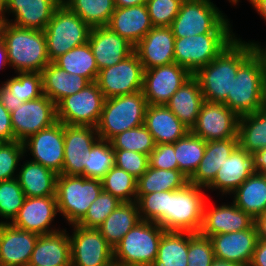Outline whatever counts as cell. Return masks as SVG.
Returning a JSON list of instances; mask_svg holds the SVG:
<instances>
[{
	"label": "cell",
	"mask_w": 266,
	"mask_h": 266,
	"mask_svg": "<svg viewBox=\"0 0 266 266\" xmlns=\"http://www.w3.org/2000/svg\"><path fill=\"white\" fill-rule=\"evenodd\" d=\"M0 90L8 97L22 99L23 102L43 95L41 72H17L16 76L1 82Z\"/></svg>",
	"instance_id": "cell-42"
},
{
	"label": "cell",
	"mask_w": 266,
	"mask_h": 266,
	"mask_svg": "<svg viewBox=\"0 0 266 266\" xmlns=\"http://www.w3.org/2000/svg\"><path fill=\"white\" fill-rule=\"evenodd\" d=\"M147 0H115V6L122 8V7H131L141 4H146Z\"/></svg>",
	"instance_id": "cell-61"
},
{
	"label": "cell",
	"mask_w": 266,
	"mask_h": 266,
	"mask_svg": "<svg viewBox=\"0 0 266 266\" xmlns=\"http://www.w3.org/2000/svg\"><path fill=\"white\" fill-rule=\"evenodd\" d=\"M90 30L91 27L77 14L67 6L59 5L44 29L50 62L87 43Z\"/></svg>",
	"instance_id": "cell-9"
},
{
	"label": "cell",
	"mask_w": 266,
	"mask_h": 266,
	"mask_svg": "<svg viewBox=\"0 0 266 266\" xmlns=\"http://www.w3.org/2000/svg\"><path fill=\"white\" fill-rule=\"evenodd\" d=\"M149 167L178 170V162L175 157V149L172 143L156 144L149 155Z\"/></svg>",
	"instance_id": "cell-53"
},
{
	"label": "cell",
	"mask_w": 266,
	"mask_h": 266,
	"mask_svg": "<svg viewBox=\"0 0 266 266\" xmlns=\"http://www.w3.org/2000/svg\"><path fill=\"white\" fill-rule=\"evenodd\" d=\"M99 139L96 127L64 124V175L84 176L86 156Z\"/></svg>",
	"instance_id": "cell-19"
},
{
	"label": "cell",
	"mask_w": 266,
	"mask_h": 266,
	"mask_svg": "<svg viewBox=\"0 0 266 266\" xmlns=\"http://www.w3.org/2000/svg\"><path fill=\"white\" fill-rule=\"evenodd\" d=\"M205 191L204 187L192 183L181 189L168 191L167 231L200 232L207 200Z\"/></svg>",
	"instance_id": "cell-8"
},
{
	"label": "cell",
	"mask_w": 266,
	"mask_h": 266,
	"mask_svg": "<svg viewBox=\"0 0 266 266\" xmlns=\"http://www.w3.org/2000/svg\"><path fill=\"white\" fill-rule=\"evenodd\" d=\"M254 43L256 52L262 57L263 62H264V66H265V73H266V44H264L263 46L261 45V42H255L254 40L252 41ZM266 77V75H265Z\"/></svg>",
	"instance_id": "cell-62"
},
{
	"label": "cell",
	"mask_w": 266,
	"mask_h": 266,
	"mask_svg": "<svg viewBox=\"0 0 266 266\" xmlns=\"http://www.w3.org/2000/svg\"><path fill=\"white\" fill-rule=\"evenodd\" d=\"M105 192L118 198L121 202L136 201L137 179L115 165L101 179Z\"/></svg>",
	"instance_id": "cell-44"
},
{
	"label": "cell",
	"mask_w": 266,
	"mask_h": 266,
	"mask_svg": "<svg viewBox=\"0 0 266 266\" xmlns=\"http://www.w3.org/2000/svg\"><path fill=\"white\" fill-rule=\"evenodd\" d=\"M264 108H266V77L264 79Z\"/></svg>",
	"instance_id": "cell-65"
},
{
	"label": "cell",
	"mask_w": 266,
	"mask_h": 266,
	"mask_svg": "<svg viewBox=\"0 0 266 266\" xmlns=\"http://www.w3.org/2000/svg\"><path fill=\"white\" fill-rule=\"evenodd\" d=\"M26 198L16 178L0 181V223H11ZM5 219L2 221V219Z\"/></svg>",
	"instance_id": "cell-47"
},
{
	"label": "cell",
	"mask_w": 266,
	"mask_h": 266,
	"mask_svg": "<svg viewBox=\"0 0 266 266\" xmlns=\"http://www.w3.org/2000/svg\"><path fill=\"white\" fill-rule=\"evenodd\" d=\"M212 0H183L171 29L175 38L208 33H233L232 24Z\"/></svg>",
	"instance_id": "cell-4"
},
{
	"label": "cell",
	"mask_w": 266,
	"mask_h": 266,
	"mask_svg": "<svg viewBox=\"0 0 266 266\" xmlns=\"http://www.w3.org/2000/svg\"><path fill=\"white\" fill-rule=\"evenodd\" d=\"M7 23L3 13H0V39L3 37L4 26Z\"/></svg>",
	"instance_id": "cell-64"
},
{
	"label": "cell",
	"mask_w": 266,
	"mask_h": 266,
	"mask_svg": "<svg viewBox=\"0 0 266 266\" xmlns=\"http://www.w3.org/2000/svg\"><path fill=\"white\" fill-rule=\"evenodd\" d=\"M175 39L171 27H153L134 47L144 70L174 63Z\"/></svg>",
	"instance_id": "cell-21"
},
{
	"label": "cell",
	"mask_w": 266,
	"mask_h": 266,
	"mask_svg": "<svg viewBox=\"0 0 266 266\" xmlns=\"http://www.w3.org/2000/svg\"><path fill=\"white\" fill-rule=\"evenodd\" d=\"M254 224L257 229L258 239L266 241V210L254 219Z\"/></svg>",
	"instance_id": "cell-58"
},
{
	"label": "cell",
	"mask_w": 266,
	"mask_h": 266,
	"mask_svg": "<svg viewBox=\"0 0 266 266\" xmlns=\"http://www.w3.org/2000/svg\"><path fill=\"white\" fill-rule=\"evenodd\" d=\"M165 230L155 222L141 220L113 248L114 264L153 266Z\"/></svg>",
	"instance_id": "cell-6"
},
{
	"label": "cell",
	"mask_w": 266,
	"mask_h": 266,
	"mask_svg": "<svg viewBox=\"0 0 266 266\" xmlns=\"http://www.w3.org/2000/svg\"><path fill=\"white\" fill-rule=\"evenodd\" d=\"M215 258L249 266L258 240L255 224L242 231L217 234L210 237Z\"/></svg>",
	"instance_id": "cell-25"
},
{
	"label": "cell",
	"mask_w": 266,
	"mask_h": 266,
	"mask_svg": "<svg viewBox=\"0 0 266 266\" xmlns=\"http://www.w3.org/2000/svg\"><path fill=\"white\" fill-rule=\"evenodd\" d=\"M228 1H229V3L232 4V6H233V4H234V6L238 5V3L240 2V0H228ZM247 1L249 2V0H247Z\"/></svg>",
	"instance_id": "cell-67"
},
{
	"label": "cell",
	"mask_w": 266,
	"mask_h": 266,
	"mask_svg": "<svg viewBox=\"0 0 266 266\" xmlns=\"http://www.w3.org/2000/svg\"><path fill=\"white\" fill-rule=\"evenodd\" d=\"M105 97L96 81L79 92L66 96L57 105V121L68 125L96 127L103 110Z\"/></svg>",
	"instance_id": "cell-11"
},
{
	"label": "cell",
	"mask_w": 266,
	"mask_h": 266,
	"mask_svg": "<svg viewBox=\"0 0 266 266\" xmlns=\"http://www.w3.org/2000/svg\"><path fill=\"white\" fill-rule=\"evenodd\" d=\"M56 122V104L44 94L37 99L24 102L11 113L14 137L20 142Z\"/></svg>",
	"instance_id": "cell-15"
},
{
	"label": "cell",
	"mask_w": 266,
	"mask_h": 266,
	"mask_svg": "<svg viewBox=\"0 0 266 266\" xmlns=\"http://www.w3.org/2000/svg\"><path fill=\"white\" fill-rule=\"evenodd\" d=\"M250 155L254 172L266 175V147L252 152Z\"/></svg>",
	"instance_id": "cell-55"
},
{
	"label": "cell",
	"mask_w": 266,
	"mask_h": 266,
	"mask_svg": "<svg viewBox=\"0 0 266 266\" xmlns=\"http://www.w3.org/2000/svg\"><path fill=\"white\" fill-rule=\"evenodd\" d=\"M172 144L175 149L178 170L190 178L204 156L206 141L189 131L184 137Z\"/></svg>",
	"instance_id": "cell-40"
},
{
	"label": "cell",
	"mask_w": 266,
	"mask_h": 266,
	"mask_svg": "<svg viewBox=\"0 0 266 266\" xmlns=\"http://www.w3.org/2000/svg\"><path fill=\"white\" fill-rule=\"evenodd\" d=\"M54 63L69 74H77L89 82L97 79L99 69L89 43H85L57 58Z\"/></svg>",
	"instance_id": "cell-39"
},
{
	"label": "cell",
	"mask_w": 266,
	"mask_h": 266,
	"mask_svg": "<svg viewBox=\"0 0 266 266\" xmlns=\"http://www.w3.org/2000/svg\"><path fill=\"white\" fill-rule=\"evenodd\" d=\"M0 100L9 113H12L13 111L17 110V108L24 103L22 99H18L16 97H8L1 90Z\"/></svg>",
	"instance_id": "cell-57"
},
{
	"label": "cell",
	"mask_w": 266,
	"mask_h": 266,
	"mask_svg": "<svg viewBox=\"0 0 266 266\" xmlns=\"http://www.w3.org/2000/svg\"><path fill=\"white\" fill-rule=\"evenodd\" d=\"M39 235L0 223V266H28Z\"/></svg>",
	"instance_id": "cell-24"
},
{
	"label": "cell",
	"mask_w": 266,
	"mask_h": 266,
	"mask_svg": "<svg viewBox=\"0 0 266 266\" xmlns=\"http://www.w3.org/2000/svg\"><path fill=\"white\" fill-rule=\"evenodd\" d=\"M121 203L118 198L103 190L77 225L97 229Z\"/></svg>",
	"instance_id": "cell-48"
},
{
	"label": "cell",
	"mask_w": 266,
	"mask_h": 266,
	"mask_svg": "<svg viewBox=\"0 0 266 266\" xmlns=\"http://www.w3.org/2000/svg\"><path fill=\"white\" fill-rule=\"evenodd\" d=\"M59 5L56 0H4L3 14L8 23L44 31ZM10 14L14 19H8Z\"/></svg>",
	"instance_id": "cell-23"
},
{
	"label": "cell",
	"mask_w": 266,
	"mask_h": 266,
	"mask_svg": "<svg viewBox=\"0 0 266 266\" xmlns=\"http://www.w3.org/2000/svg\"><path fill=\"white\" fill-rule=\"evenodd\" d=\"M238 120L239 116L224 103L204 101L190 132L206 142L238 138Z\"/></svg>",
	"instance_id": "cell-17"
},
{
	"label": "cell",
	"mask_w": 266,
	"mask_h": 266,
	"mask_svg": "<svg viewBox=\"0 0 266 266\" xmlns=\"http://www.w3.org/2000/svg\"><path fill=\"white\" fill-rule=\"evenodd\" d=\"M143 75V65L134 52L123 61L99 70L96 82L105 99H108L141 91Z\"/></svg>",
	"instance_id": "cell-12"
},
{
	"label": "cell",
	"mask_w": 266,
	"mask_h": 266,
	"mask_svg": "<svg viewBox=\"0 0 266 266\" xmlns=\"http://www.w3.org/2000/svg\"><path fill=\"white\" fill-rule=\"evenodd\" d=\"M189 183V178L179 170L147 168L137 179L136 195L150 194L161 191H175Z\"/></svg>",
	"instance_id": "cell-37"
},
{
	"label": "cell",
	"mask_w": 266,
	"mask_h": 266,
	"mask_svg": "<svg viewBox=\"0 0 266 266\" xmlns=\"http://www.w3.org/2000/svg\"><path fill=\"white\" fill-rule=\"evenodd\" d=\"M24 157L23 142H0V181L17 177L20 161Z\"/></svg>",
	"instance_id": "cell-49"
},
{
	"label": "cell",
	"mask_w": 266,
	"mask_h": 266,
	"mask_svg": "<svg viewBox=\"0 0 266 266\" xmlns=\"http://www.w3.org/2000/svg\"><path fill=\"white\" fill-rule=\"evenodd\" d=\"M84 177L101 180L114 166V150L110 141L98 139L85 152Z\"/></svg>",
	"instance_id": "cell-43"
},
{
	"label": "cell",
	"mask_w": 266,
	"mask_h": 266,
	"mask_svg": "<svg viewBox=\"0 0 266 266\" xmlns=\"http://www.w3.org/2000/svg\"><path fill=\"white\" fill-rule=\"evenodd\" d=\"M141 220L155 222L167 231L168 191L136 195Z\"/></svg>",
	"instance_id": "cell-45"
},
{
	"label": "cell",
	"mask_w": 266,
	"mask_h": 266,
	"mask_svg": "<svg viewBox=\"0 0 266 266\" xmlns=\"http://www.w3.org/2000/svg\"><path fill=\"white\" fill-rule=\"evenodd\" d=\"M144 125L155 144L175 143L190 131L166 105H148Z\"/></svg>",
	"instance_id": "cell-29"
},
{
	"label": "cell",
	"mask_w": 266,
	"mask_h": 266,
	"mask_svg": "<svg viewBox=\"0 0 266 266\" xmlns=\"http://www.w3.org/2000/svg\"><path fill=\"white\" fill-rule=\"evenodd\" d=\"M183 0H147L146 7L154 27H170Z\"/></svg>",
	"instance_id": "cell-51"
},
{
	"label": "cell",
	"mask_w": 266,
	"mask_h": 266,
	"mask_svg": "<svg viewBox=\"0 0 266 266\" xmlns=\"http://www.w3.org/2000/svg\"><path fill=\"white\" fill-rule=\"evenodd\" d=\"M114 165L125 170L136 179L140 178L149 166V156L140 152L113 149Z\"/></svg>",
	"instance_id": "cell-52"
},
{
	"label": "cell",
	"mask_w": 266,
	"mask_h": 266,
	"mask_svg": "<svg viewBox=\"0 0 266 266\" xmlns=\"http://www.w3.org/2000/svg\"><path fill=\"white\" fill-rule=\"evenodd\" d=\"M65 6L91 28L107 26L116 9L115 0H68Z\"/></svg>",
	"instance_id": "cell-41"
},
{
	"label": "cell",
	"mask_w": 266,
	"mask_h": 266,
	"mask_svg": "<svg viewBox=\"0 0 266 266\" xmlns=\"http://www.w3.org/2000/svg\"><path fill=\"white\" fill-rule=\"evenodd\" d=\"M206 200L204 205L203 223L200 233L206 237L217 234L231 233L249 229L254 219L238 208L233 202L210 206Z\"/></svg>",
	"instance_id": "cell-20"
},
{
	"label": "cell",
	"mask_w": 266,
	"mask_h": 266,
	"mask_svg": "<svg viewBox=\"0 0 266 266\" xmlns=\"http://www.w3.org/2000/svg\"><path fill=\"white\" fill-rule=\"evenodd\" d=\"M192 76L175 62L144 70L142 92L148 105H165Z\"/></svg>",
	"instance_id": "cell-16"
},
{
	"label": "cell",
	"mask_w": 266,
	"mask_h": 266,
	"mask_svg": "<svg viewBox=\"0 0 266 266\" xmlns=\"http://www.w3.org/2000/svg\"><path fill=\"white\" fill-rule=\"evenodd\" d=\"M7 65L10 68L6 44H5V41L2 37L0 39V70H3V68L5 69L7 67Z\"/></svg>",
	"instance_id": "cell-59"
},
{
	"label": "cell",
	"mask_w": 266,
	"mask_h": 266,
	"mask_svg": "<svg viewBox=\"0 0 266 266\" xmlns=\"http://www.w3.org/2000/svg\"><path fill=\"white\" fill-rule=\"evenodd\" d=\"M204 101L199 82L192 76L171 96L165 105L191 130L196 123Z\"/></svg>",
	"instance_id": "cell-32"
},
{
	"label": "cell",
	"mask_w": 266,
	"mask_h": 266,
	"mask_svg": "<svg viewBox=\"0 0 266 266\" xmlns=\"http://www.w3.org/2000/svg\"><path fill=\"white\" fill-rule=\"evenodd\" d=\"M102 191L99 179L59 174L56 180L58 213L69 226L77 224Z\"/></svg>",
	"instance_id": "cell-7"
},
{
	"label": "cell",
	"mask_w": 266,
	"mask_h": 266,
	"mask_svg": "<svg viewBox=\"0 0 266 266\" xmlns=\"http://www.w3.org/2000/svg\"><path fill=\"white\" fill-rule=\"evenodd\" d=\"M71 266H112L113 248L98 229L70 225Z\"/></svg>",
	"instance_id": "cell-13"
},
{
	"label": "cell",
	"mask_w": 266,
	"mask_h": 266,
	"mask_svg": "<svg viewBox=\"0 0 266 266\" xmlns=\"http://www.w3.org/2000/svg\"><path fill=\"white\" fill-rule=\"evenodd\" d=\"M88 43L99 70L123 61L134 53L135 47L107 26L91 28Z\"/></svg>",
	"instance_id": "cell-22"
},
{
	"label": "cell",
	"mask_w": 266,
	"mask_h": 266,
	"mask_svg": "<svg viewBox=\"0 0 266 266\" xmlns=\"http://www.w3.org/2000/svg\"><path fill=\"white\" fill-rule=\"evenodd\" d=\"M24 156L44 167L62 173L64 161V124L57 121L52 126L42 129L23 141Z\"/></svg>",
	"instance_id": "cell-14"
},
{
	"label": "cell",
	"mask_w": 266,
	"mask_h": 266,
	"mask_svg": "<svg viewBox=\"0 0 266 266\" xmlns=\"http://www.w3.org/2000/svg\"><path fill=\"white\" fill-rule=\"evenodd\" d=\"M10 67L17 72H42L50 63L44 31L6 23L3 30Z\"/></svg>",
	"instance_id": "cell-2"
},
{
	"label": "cell",
	"mask_w": 266,
	"mask_h": 266,
	"mask_svg": "<svg viewBox=\"0 0 266 266\" xmlns=\"http://www.w3.org/2000/svg\"><path fill=\"white\" fill-rule=\"evenodd\" d=\"M187 266H211L215 259L213 244L209 237L200 232H189Z\"/></svg>",
	"instance_id": "cell-50"
},
{
	"label": "cell",
	"mask_w": 266,
	"mask_h": 266,
	"mask_svg": "<svg viewBox=\"0 0 266 266\" xmlns=\"http://www.w3.org/2000/svg\"><path fill=\"white\" fill-rule=\"evenodd\" d=\"M66 229L39 235L28 266H71V245Z\"/></svg>",
	"instance_id": "cell-27"
},
{
	"label": "cell",
	"mask_w": 266,
	"mask_h": 266,
	"mask_svg": "<svg viewBox=\"0 0 266 266\" xmlns=\"http://www.w3.org/2000/svg\"><path fill=\"white\" fill-rule=\"evenodd\" d=\"M134 46L154 27L146 4L116 7L107 25Z\"/></svg>",
	"instance_id": "cell-28"
},
{
	"label": "cell",
	"mask_w": 266,
	"mask_h": 266,
	"mask_svg": "<svg viewBox=\"0 0 266 266\" xmlns=\"http://www.w3.org/2000/svg\"><path fill=\"white\" fill-rule=\"evenodd\" d=\"M229 196L238 208L256 219L266 210V175L254 172Z\"/></svg>",
	"instance_id": "cell-34"
},
{
	"label": "cell",
	"mask_w": 266,
	"mask_h": 266,
	"mask_svg": "<svg viewBox=\"0 0 266 266\" xmlns=\"http://www.w3.org/2000/svg\"><path fill=\"white\" fill-rule=\"evenodd\" d=\"M140 221L137 202H122L97 229L114 248Z\"/></svg>",
	"instance_id": "cell-35"
},
{
	"label": "cell",
	"mask_w": 266,
	"mask_h": 266,
	"mask_svg": "<svg viewBox=\"0 0 266 266\" xmlns=\"http://www.w3.org/2000/svg\"><path fill=\"white\" fill-rule=\"evenodd\" d=\"M253 173L250 153L238 145L231 155L226 158L224 164L217 171L214 180L205 189L207 192L218 190L222 197L223 195L227 197Z\"/></svg>",
	"instance_id": "cell-26"
},
{
	"label": "cell",
	"mask_w": 266,
	"mask_h": 266,
	"mask_svg": "<svg viewBox=\"0 0 266 266\" xmlns=\"http://www.w3.org/2000/svg\"><path fill=\"white\" fill-rule=\"evenodd\" d=\"M265 66L255 51L239 68L233 80L232 94L223 102L239 117L264 107Z\"/></svg>",
	"instance_id": "cell-3"
},
{
	"label": "cell",
	"mask_w": 266,
	"mask_h": 266,
	"mask_svg": "<svg viewBox=\"0 0 266 266\" xmlns=\"http://www.w3.org/2000/svg\"><path fill=\"white\" fill-rule=\"evenodd\" d=\"M235 33H208L176 38L174 60L192 75L212 62L235 39Z\"/></svg>",
	"instance_id": "cell-10"
},
{
	"label": "cell",
	"mask_w": 266,
	"mask_h": 266,
	"mask_svg": "<svg viewBox=\"0 0 266 266\" xmlns=\"http://www.w3.org/2000/svg\"><path fill=\"white\" fill-rule=\"evenodd\" d=\"M15 140L11 124V113L8 112L0 100V142Z\"/></svg>",
	"instance_id": "cell-54"
},
{
	"label": "cell",
	"mask_w": 266,
	"mask_h": 266,
	"mask_svg": "<svg viewBox=\"0 0 266 266\" xmlns=\"http://www.w3.org/2000/svg\"><path fill=\"white\" fill-rule=\"evenodd\" d=\"M57 213L56 196L26 197L11 224L38 235L52 234L62 230L52 225Z\"/></svg>",
	"instance_id": "cell-18"
},
{
	"label": "cell",
	"mask_w": 266,
	"mask_h": 266,
	"mask_svg": "<svg viewBox=\"0 0 266 266\" xmlns=\"http://www.w3.org/2000/svg\"><path fill=\"white\" fill-rule=\"evenodd\" d=\"M253 9L266 21V0H249Z\"/></svg>",
	"instance_id": "cell-60"
},
{
	"label": "cell",
	"mask_w": 266,
	"mask_h": 266,
	"mask_svg": "<svg viewBox=\"0 0 266 266\" xmlns=\"http://www.w3.org/2000/svg\"><path fill=\"white\" fill-rule=\"evenodd\" d=\"M189 232L165 231L153 266H187Z\"/></svg>",
	"instance_id": "cell-38"
},
{
	"label": "cell",
	"mask_w": 266,
	"mask_h": 266,
	"mask_svg": "<svg viewBox=\"0 0 266 266\" xmlns=\"http://www.w3.org/2000/svg\"><path fill=\"white\" fill-rule=\"evenodd\" d=\"M41 73L43 94L56 105L66 96L79 92L90 83L80 75L69 74L54 62H50Z\"/></svg>",
	"instance_id": "cell-33"
},
{
	"label": "cell",
	"mask_w": 266,
	"mask_h": 266,
	"mask_svg": "<svg viewBox=\"0 0 266 266\" xmlns=\"http://www.w3.org/2000/svg\"><path fill=\"white\" fill-rule=\"evenodd\" d=\"M25 162V163H24ZM19 165L17 181L26 197L56 196L58 174L32 160Z\"/></svg>",
	"instance_id": "cell-31"
},
{
	"label": "cell",
	"mask_w": 266,
	"mask_h": 266,
	"mask_svg": "<svg viewBox=\"0 0 266 266\" xmlns=\"http://www.w3.org/2000/svg\"><path fill=\"white\" fill-rule=\"evenodd\" d=\"M211 266H242V265L235 263V262L215 258L214 261L212 262Z\"/></svg>",
	"instance_id": "cell-63"
},
{
	"label": "cell",
	"mask_w": 266,
	"mask_h": 266,
	"mask_svg": "<svg viewBox=\"0 0 266 266\" xmlns=\"http://www.w3.org/2000/svg\"><path fill=\"white\" fill-rule=\"evenodd\" d=\"M147 106L142 90L105 99L96 126L99 139L110 141L119 133L143 125Z\"/></svg>",
	"instance_id": "cell-5"
},
{
	"label": "cell",
	"mask_w": 266,
	"mask_h": 266,
	"mask_svg": "<svg viewBox=\"0 0 266 266\" xmlns=\"http://www.w3.org/2000/svg\"><path fill=\"white\" fill-rule=\"evenodd\" d=\"M238 145L252 153L266 147V108L239 117Z\"/></svg>",
	"instance_id": "cell-36"
},
{
	"label": "cell",
	"mask_w": 266,
	"mask_h": 266,
	"mask_svg": "<svg viewBox=\"0 0 266 266\" xmlns=\"http://www.w3.org/2000/svg\"><path fill=\"white\" fill-rule=\"evenodd\" d=\"M60 5H65L68 0H56Z\"/></svg>",
	"instance_id": "cell-68"
},
{
	"label": "cell",
	"mask_w": 266,
	"mask_h": 266,
	"mask_svg": "<svg viewBox=\"0 0 266 266\" xmlns=\"http://www.w3.org/2000/svg\"><path fill=\"white\" fill-rule=\"evenodd\" d=\"M249 266H266V241L257 240Z\"/></svg>",
	"instance_id": "cell-56"
},
{
	"label": "cell",
	"mask_w": 266,
	"mask_h": 266,
	"mask_svg": "<svg viewBox=\"0 0 266 266\" xmlns=\"http://www.w3.org/2000/svg\"><path fill=\"white\" fill-rule=\"evenodd\" d=\"M237 146L238 138L206 142L204 156L194 174L189 178V183L206 188Z\"/></svg>",
	"instance_id": "cell-30"
},
{
	"label": "cell",
	"mask_w": 266,
	"mask_h": 266,
	"mask_svg": "<svg viewBox=\"0 0 266 266\" xmlns=\"http://www.w3.org/2000/svg\"><path fill=\"white\" fill-rule=\"evenodd\" d=\"M4 12V0H0V13Z\"/></svg>",
	"instance_id": "cell-66"
},
{
	"label": "cell",
	"mask_w": 266,
	"mask_h": 266,
	"mask_svg": "<svg viewBox=\"0 0 266 266\" xmlns=\"http://www.w3.org/2000/svg\"><path fill=\"white\" fill-rule=\"evenodd\" d=\"M256 51L254 43L236 38L212 62L193 76L198 80L206 102L223 103L232 94L238 68Z\"/></svg>",
	"instance_id": "cell-1"
},
{
	"label": "cell",
	"mask_w": 266,
	"mask_h": 266,
	"mask_svg": "<svg viewBox=\"0 0 266 266\" xmlns=\"http://www.w3.org/2000/svg\"><path fill=\"white\" fill-rule=\"evenodd\" d=\"M110 142L113 149L140 152L148 156L156 145L144 124L117 134Z\"/></svg>",
	"instance_id": "cell-46"
}]
</instances>
